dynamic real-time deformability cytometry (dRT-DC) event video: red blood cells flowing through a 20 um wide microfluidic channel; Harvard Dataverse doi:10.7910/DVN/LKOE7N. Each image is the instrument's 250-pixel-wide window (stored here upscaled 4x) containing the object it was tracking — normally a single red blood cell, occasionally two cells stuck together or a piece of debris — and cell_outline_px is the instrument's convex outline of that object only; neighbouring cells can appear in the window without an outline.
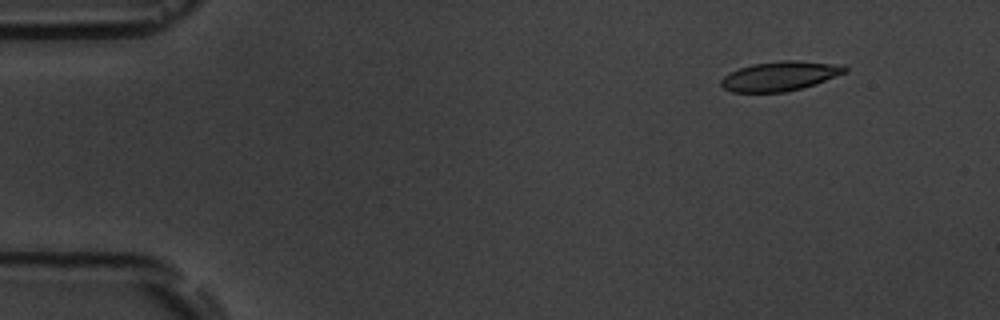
{"species": "common noctule bat (a hibernating species)", "species_latin": "Nyctalus noctula", "temperature_condition": "room temperature", "stored_images_in_passage": 4, "camera_frame_rate_fps": 3000, "um_per_image_px": 0.085, "animal": {"sex": "male", "body_mass_g": 19.5, "forearm_length_mm": 54.6}, "frame": {"image": 1, "passage_image": 1, "time_ms": 0.0, "image_size_px": [1000, 320], "cell_outline_px": [[848, 72], [816, 84], [784, 92], [732, 92], [724, 88], [720, 84], [720, 80], [728, 72], [752, 64], [780, 60], [796, 60], [844, 64], [848, 68]], "centroid_in_image_um": [66.33, 6.45], "position_along_channel_um": 18.7, "area_um2": 21.56}}
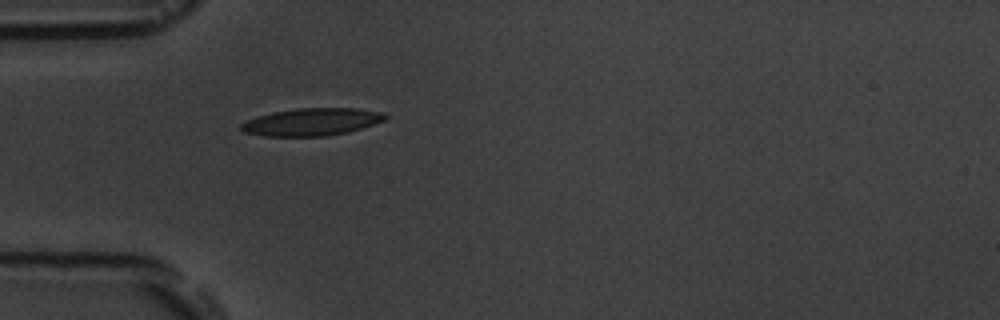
{"frame": {"image": 2, "passage_image": 4, "time_ms": 3.667, "image_size_px": [1000, 320], "cell_outline_px": [[388, 116], [384, 120], [348, 132], [324, 136], [264, 136], [244, 132], [240, 128], [240, 124], [248, 120], [272, 112], [300, 108], [356, 108], [384, 112]], "centroid_in_image_um": [26.51, 10.36], "position_along_channel_um": 58.5, "area_um2": 22.83}}